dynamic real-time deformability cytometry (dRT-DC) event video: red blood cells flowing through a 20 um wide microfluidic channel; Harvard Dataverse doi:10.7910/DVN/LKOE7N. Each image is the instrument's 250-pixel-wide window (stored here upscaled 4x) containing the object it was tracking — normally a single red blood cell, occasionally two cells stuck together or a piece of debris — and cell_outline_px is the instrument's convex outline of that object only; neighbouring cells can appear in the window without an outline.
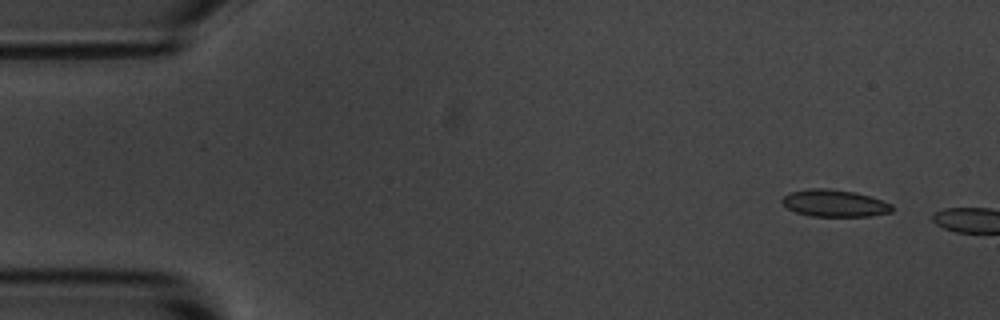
{"species": "common noctule bat (a hibernating species)", "species_latin": "Nyctalus noctula", "temperature_condition": "room temperature", "stored_images_in_passage": 2, "camera_frame_rate_fps": 3000, "um_per_image_px": 0.085, "animal": {"sex": "male", "body_mass_g": 20.1, "forearm_length_mm": 53.5}, "frame": {"image": 1, "passage_image": 1, "time_ms": 0.0, "image_size_px": [1000, 320], "cell_outline_px": [[896, 208], [892, 212], [872, 216], [808, 216], [796, 212], [788, 208], [780, 200], [788, 192], [808, 188], [828, 188], [856, 192], [892, 204]], "centroid_in_image_um": [70.93, 17.27], "position_along_channel_um": 14.1, "area_um2": 17.51}}